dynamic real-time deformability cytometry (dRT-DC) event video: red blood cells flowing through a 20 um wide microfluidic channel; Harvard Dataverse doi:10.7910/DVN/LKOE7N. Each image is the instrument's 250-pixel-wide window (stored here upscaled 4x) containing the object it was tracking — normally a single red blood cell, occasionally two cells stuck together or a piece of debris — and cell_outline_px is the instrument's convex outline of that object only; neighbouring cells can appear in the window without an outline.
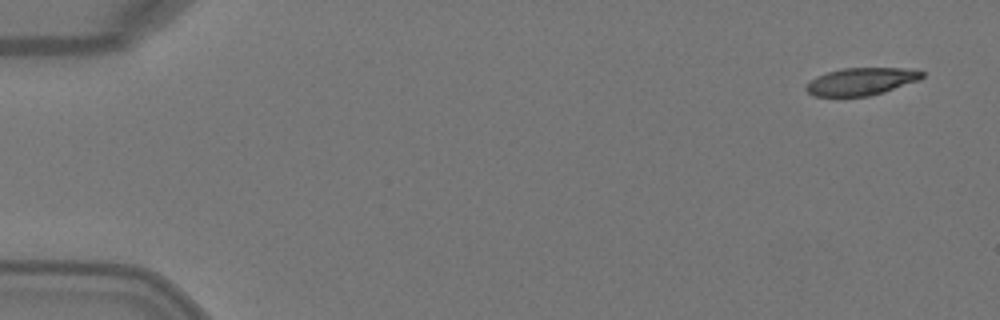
{"species": "Egyptian fruit bat (a non-hibernating species)", "species_latin": "Rousettus aegyptiacus", "temperature_condition": "warm", "stored_images_in_passage": 5, "camera_frame_rate_fps": 3000, "um_per_image_px": 0.085, "animal": {"sex": "female"}, "frame": {"image": 1, "passage_image": 1, "time_ms": 0.0, "image_size_px": [1000, 320], "cell_outline_px": [[924, 76], [920, 80], [884, 92], [868, 96], [812, 96], [804, 88], [816, 76], [828, 72], [844, 68], [904, 68], [924, 72]], "centroid_in_image_um": [73.22, 6.93], "position_along_channel_um": 11.8, "area_um2": 18.44}}
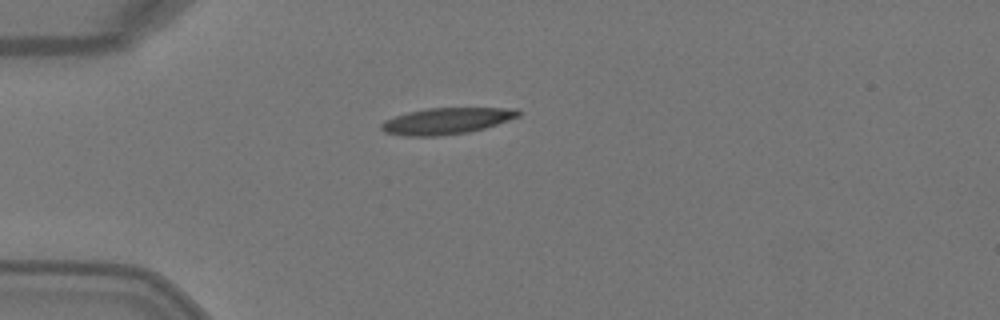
{"frame": {"image": 2, "passage_image": 4, "time_ms": 1.0, "image_size_px": [1000, 320], "cell_outline_px": [[520, 116], [484, 128], [468, 132], [440, 136], [404, 136], [384, 132], [380, 128], [380, 124], [384, 120], [408, 112], [428, 108], [516, 108], [520, 112]], "centroid_in_image_um": [37.92, 10.28], "position_along_channel_um": 47.1, "area_um2": 20.98}}